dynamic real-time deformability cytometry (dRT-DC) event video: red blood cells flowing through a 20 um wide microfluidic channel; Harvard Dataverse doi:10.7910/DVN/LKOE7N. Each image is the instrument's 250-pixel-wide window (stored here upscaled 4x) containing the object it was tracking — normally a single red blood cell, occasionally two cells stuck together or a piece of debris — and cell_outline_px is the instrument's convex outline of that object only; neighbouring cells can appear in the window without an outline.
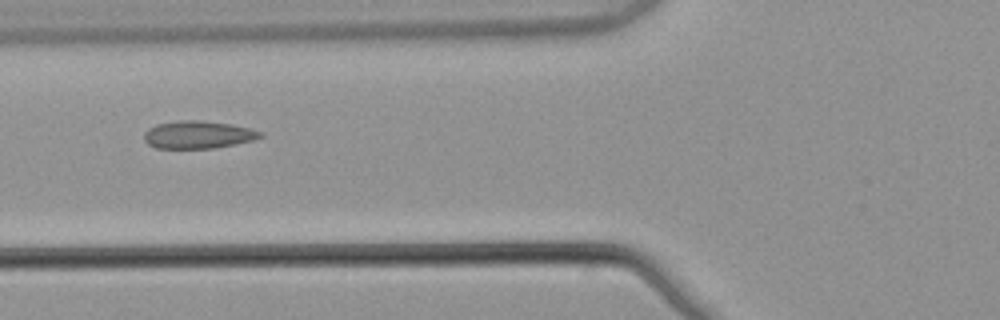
{"species": "common noctule bat (a hibernating species)", "species_latin": "Nyctalus noctula", "temperature_condition": "warm", "stored_images_in_passage": 8, "camera_frame_rate_fps": 3000, "um_per_image_px": 0.085, "animal": {"sex": "male", "body_mass_g": 21.5, "forearm_length_mm": 52.0}, "frame": {"image": 1, "passage_image": 5, "time_ms": 1.333, "image_size_px": [1000, 320], "cell_outline_px": [[264, 136], [252, 140], [216, 148], [156, 148], [148, 144], [144, 140], [144, 132], [148, 128], [156, 124], [180, 120], [200, 120], [232, 124], [252, 128], [264, 132]], "centroid_in_image_um": [16.85, 11.44], "position_along_channel_um": 108.9, "area_um2": 18.9}}
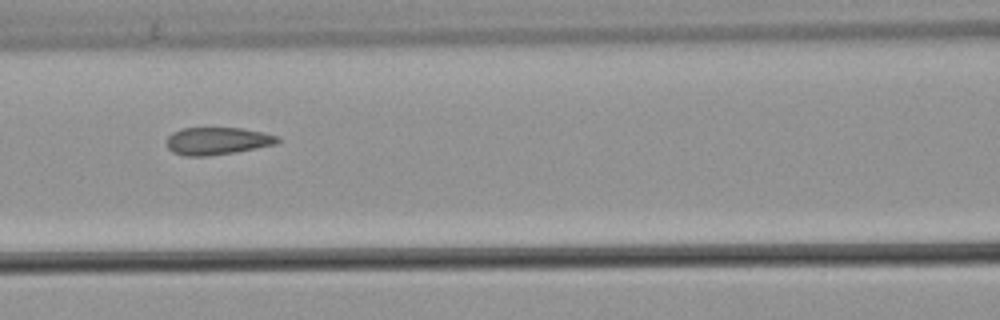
{"frame": {"image": 2, "passage_image": 6, "time_ms": 1.667, "image_size_px": [1000, 320], "cell_outline_px": [[280, 140], [276, 144], [236, 152], [208, 156], [184, 156], [172, 152], [168, 148], [168, 136], [172, 132], [184, 128], [244, 128], [264, 132], [280, 136]], "centroid_in_image_um": [18.5, 11.98], "position_along_channel_um": 148.1, "area_um2": 17.86}}